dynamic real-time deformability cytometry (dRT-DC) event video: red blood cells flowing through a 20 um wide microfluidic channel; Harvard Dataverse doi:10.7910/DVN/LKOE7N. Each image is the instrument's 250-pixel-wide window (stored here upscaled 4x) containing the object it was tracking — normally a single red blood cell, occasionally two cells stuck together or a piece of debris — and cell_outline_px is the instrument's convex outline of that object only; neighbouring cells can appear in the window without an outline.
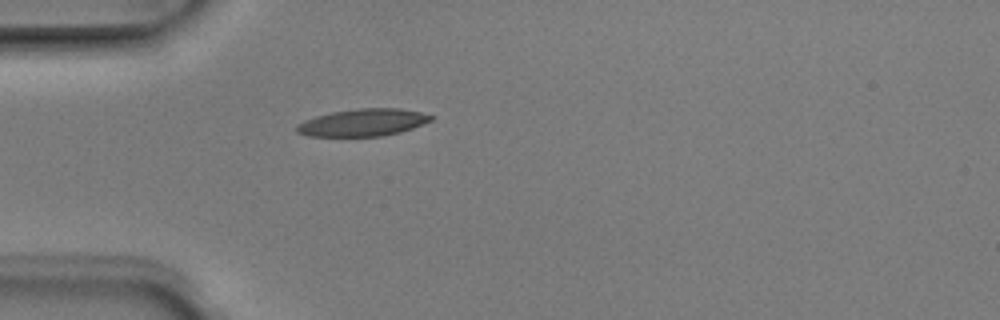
{"species": "Egyptian fruit bat (a non-hibernating species)", "species_latin": "Rousettus aegyptiacus", "temperature_condition": "room temperature", "stored_images_in_passage": 1, "camera_frame_rate_fps": 3000, "um_per_image_px": 0.085, "animal": {"sex": "male"}, "frame": {"image": 1, "passage_image": 1, "time_ms": 0.0, "image_size_px": [1000, 320], "cell_outline_px": [[436, 116], [432, 120], [412, 128], [400, 132], [380, 136], [308, 136], [296, 132], [296, 124], [304, 120], [316, 116], [332, 112], [360, 108], [400, 108], [420, 112]], "centroid_in_image_um": [30.84, 10.41], "position_along_channel_um": 54.2, "area_um2": 21.33}}